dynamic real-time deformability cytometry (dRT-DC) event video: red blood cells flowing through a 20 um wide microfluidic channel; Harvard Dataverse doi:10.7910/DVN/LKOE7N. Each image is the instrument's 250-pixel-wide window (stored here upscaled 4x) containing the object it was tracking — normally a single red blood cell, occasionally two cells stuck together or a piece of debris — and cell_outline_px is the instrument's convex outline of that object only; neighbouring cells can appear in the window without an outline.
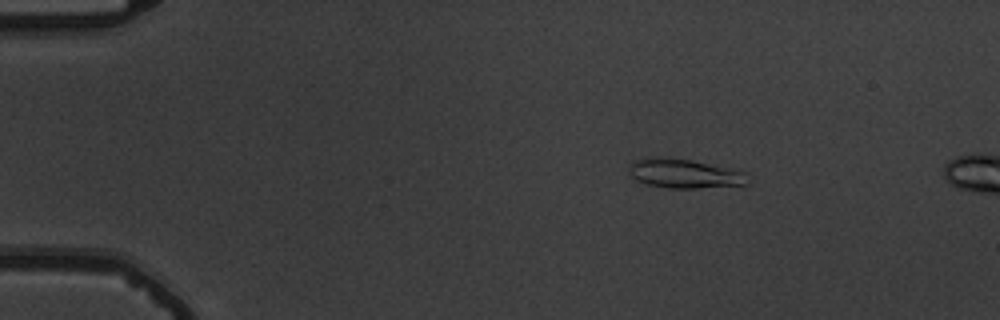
{"species": "common noctule bat (a hibernating species)", "species_latin": "Nyctalus noctula", "temperature_condition": "warm", "stored_images_in_passage": 12, "camera_frame_rate_fps": 3000, "um_per_image_px": 0.085, "animal": {"sex": "male", "body_mass_g": 19.5, "forearm_length_mm": 54.6}, "frame": {"image": 1, "passage_image": 9, "time_ms": 2.667, "image_size_px": [1000, 320], "cell_outline_px": [[752, 180], [744, 184], [696, 188], [668, 188], [648, 184], [636, 180], [628, 172], [628, 168], [636, 160], [692, 160], [748, 172]], "centroid_in_image_um": [58.3, 14.8], "position_along_channel_um": 26.7, "area_um2": 19.42}}